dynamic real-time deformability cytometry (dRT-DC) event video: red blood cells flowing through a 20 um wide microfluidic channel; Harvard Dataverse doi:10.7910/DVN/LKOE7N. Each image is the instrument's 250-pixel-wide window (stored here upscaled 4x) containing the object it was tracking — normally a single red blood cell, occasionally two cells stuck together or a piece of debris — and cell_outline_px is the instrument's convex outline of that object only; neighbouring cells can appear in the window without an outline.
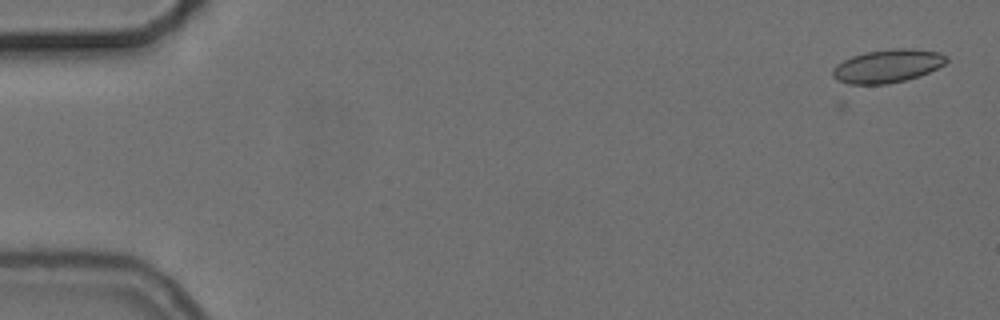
{"species": "common noctule bat (a hibernating species)", "species_latin": "Nyctalus noctula", "temperature_condition": "cold", "stored_images_in_passage": 2, "camera_frame_rate_fps": 3000, "um_per_image_px": 0.085, "animal": {"sex": "female", "body_mass_g": 24.6, "forearm_length_mm": 56.2}, "frame": {"image": 1, "passage_image": 2, "time_ms": 0.333, "image_size_px": [1000, 320], "cell_outline_px": [[948, 60], [944, 64], [928, 72], [904, 80], [888, 84], [848, 84], [836, 80], [832, 76], [832, 68], [836, 64], [852, 56], [864, 52], [892, 48], [912, 48], [940, 52], [948, 56]], "centroid_in_image_um": [75.41, 5.6], "position_along_channel_um": 9.6, "area_um2": 22.14}}